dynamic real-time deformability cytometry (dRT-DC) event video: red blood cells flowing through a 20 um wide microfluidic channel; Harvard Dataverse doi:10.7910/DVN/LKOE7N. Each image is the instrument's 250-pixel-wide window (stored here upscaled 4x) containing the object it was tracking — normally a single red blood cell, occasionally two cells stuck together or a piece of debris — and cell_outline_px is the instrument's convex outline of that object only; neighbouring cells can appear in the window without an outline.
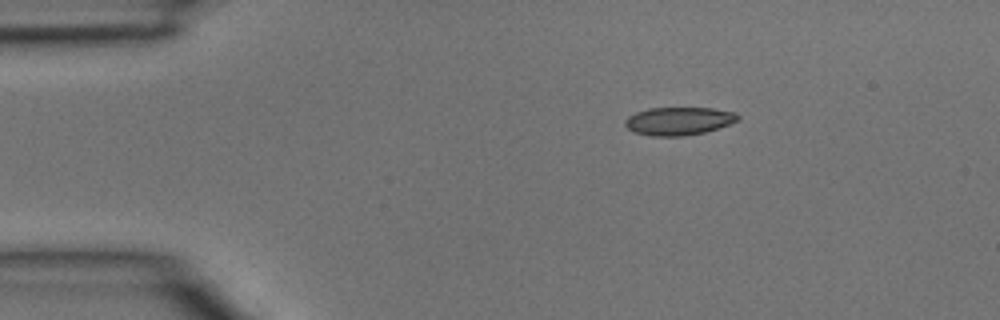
{"species": "common noctule bat (a hibernating species)", "species_latin": "Nyctalus noctula", "temperature_condition": "room temperature", "stored_images_in_passage": 3, "camera_frame_rate_fps": 3000, "um_per_image_px": 0.085, "animal": {"sex": "male", "body_mass_g": 15.6}, "frame": {"image": 1, "passage_image": 1, "time_ms": 0.0, "image_size_px": [1000, 320], "cell_outline_px": [[740, 116], [732, 124], [704, 132], [684, 136], [652, 136], [632, 132], [624, 124], [624, 120], [628, 116], [636, 112], [648, 108], [712, 108], [736, 112]], "centroid_in_image_um": [57.68, 10.29], "position_along_channel_um": 27.3, "area_um2": 18.55}}
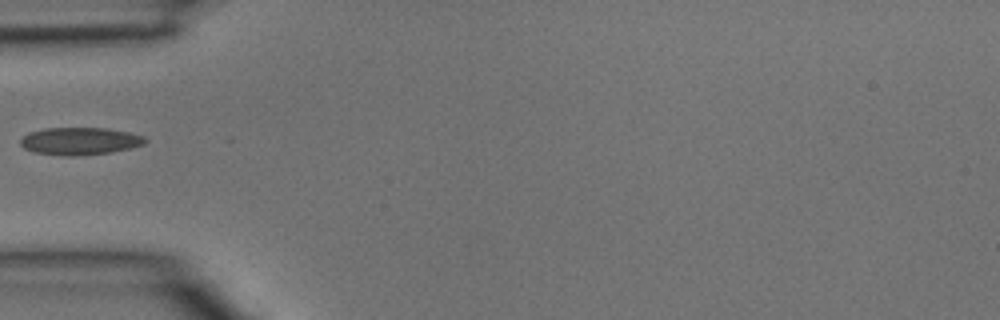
{"frame": {"image": 2, "passage_image": 3, "time_ms": 0.667, "image_size_px": [1000, 320], "cell_outline_px": [[148, 140], [144, 144], [112, 152], [76, 156], [64, 156], [32, 152], [24, 148], [20, 144], [20, 140], [28, 132], [44, 128], [108, 128], [128, 132], [144, 136]], "centroid_in_image_um": [6.76, 11.99], "position_along_channel_um": 78.2, "area_um2": 20.06}}